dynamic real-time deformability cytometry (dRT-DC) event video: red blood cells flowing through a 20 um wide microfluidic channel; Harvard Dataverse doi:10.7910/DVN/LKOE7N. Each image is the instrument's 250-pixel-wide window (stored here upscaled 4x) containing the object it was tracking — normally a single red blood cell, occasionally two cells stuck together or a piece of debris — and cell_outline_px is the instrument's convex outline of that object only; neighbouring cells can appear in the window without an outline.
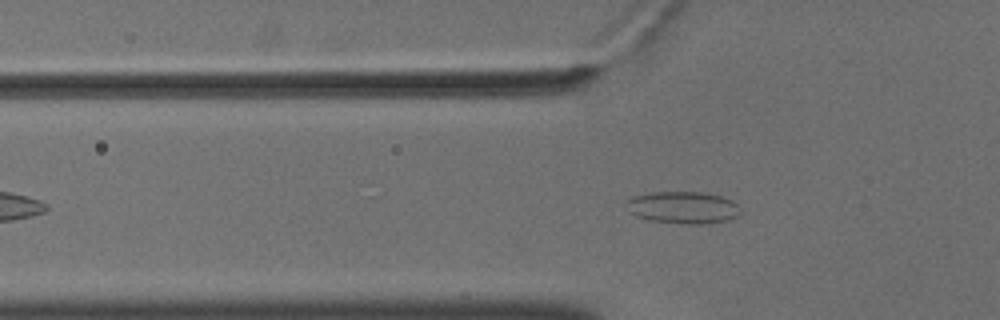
{"species": "common noctule bat (a hibernating species)", "species_latin": "Nyctalus noctula", "temperature_condition": "cold", "stored_images_in_passage": 32, "camera_frame_rate_fps": 3000, "um_per_image_px": 0.085, "animal": {"sex": "male", "body_mass_g": 18.8}, "frame": {"image": 1, "passage_image": 8, "time_ms": 2.333, "image_size_px": [1000, 320], "cell_outline_px": [[740, 216], [728, 220], [700, 224], [680, 224], [652, 220], [636, 216], [628, 212], [624, 204], [624, 200], [632, 196], [648, 192], [704, 192], [720, 196], [732, 200], [736, 204], [740, 212]], "centroid_in_image_um": [57.99, 17.63], "position_along_channel_um": 67.8, "area_um2": 21.68}}
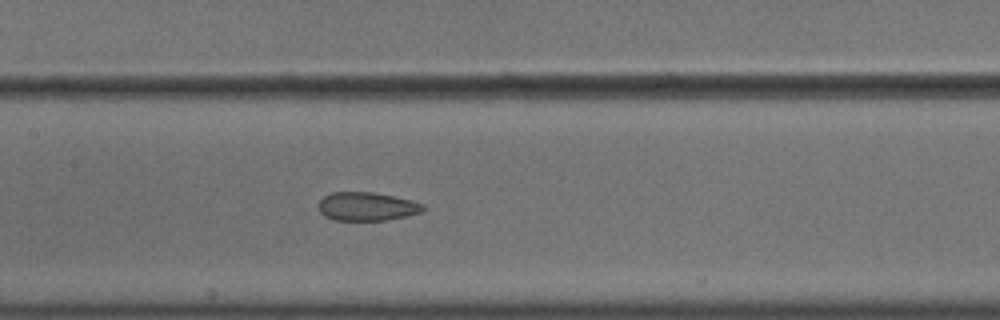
{"frame": {"image": 2, "passage_image": 17, "time_ms": 5.333, "image_size_px": [1000, 320], "cell_outline_px": [[428, 208], [420, 212], [404, 216], [384, 220], [336, 220], [324, 216], [320, 212], [320, 200], [324, 196], [332, 192], [372, 192], [412, 200], [424, 204]], "centroid_in_image_um": [31.2, 17.54], "position_along_channel_um": 176.2, "area_um2": 17.22}}
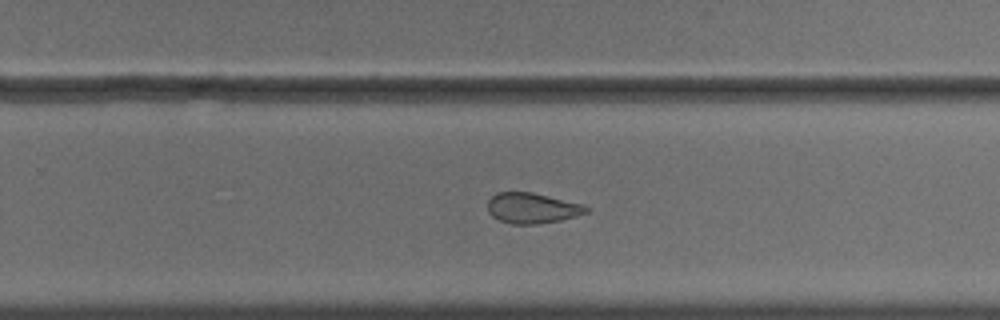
{"frame": {"image": 3, "passage_image": 26, "time_ms": 8.333, "image_size_px": [1000, 320], "cell_outline_px": [[588, 212], [576, 216], [560, 220], [536, 224], [512, 224], [500, 220], [492, 216], [488, 212], [488, 200], [496, 192], [532, 192], [584, 204], [588, 208]], "centroid_in_image_um": [45.23, 17.68], "position_along_channel_um": 284.6, "area_um2": 17.51}}